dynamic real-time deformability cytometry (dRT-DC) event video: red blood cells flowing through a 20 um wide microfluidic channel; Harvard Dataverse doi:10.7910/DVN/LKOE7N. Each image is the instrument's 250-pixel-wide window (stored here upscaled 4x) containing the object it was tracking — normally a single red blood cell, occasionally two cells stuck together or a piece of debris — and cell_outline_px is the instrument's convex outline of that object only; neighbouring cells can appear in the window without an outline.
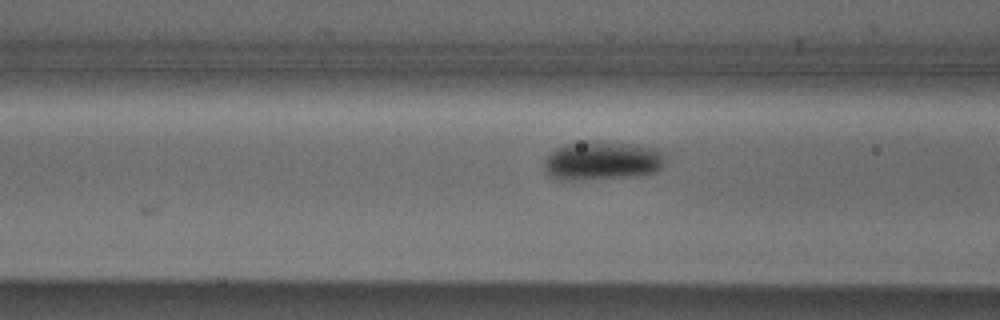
{"species": "Egyptian fruit bat (a non-hibernating species)", "species_latin": "Rousettus aegyptiacus", "temperature_condition": "cold", "stored_images_in_passage": 7, "camera_frame_rate_fps": 3000, "um_per_image_px": 0.085, "animal": {"sex": "male"}, "frame": {"image": 1, "passage_image": 6, "time_ms": 1.667, "image_size_px": [1000, 320], "cell_outline_px": [[664, 164], [656, 172], [640, 176], [580, 180], [560, 180], [548, 176], [544, 172], [544, 160], [556, 148], [564, 144], [632, 144], [664, 152]], "centroid_in_image_um": [51.16, 13.73], "position_along_channel_um": 115.4, "area_um2": 26.7}}